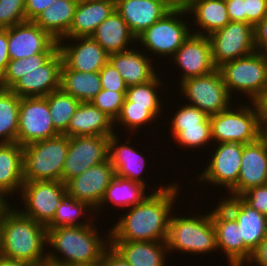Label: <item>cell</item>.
Returning <instances> with one entry per match:
<instances>
[{
    "label": "cell",
    "mask_w": 267,
    "mask_h": 266,
    "mask_svg": "<svg viewBox=\"0 0 267 266\" xmlns=\"http://www.w3.org/2000/svg\"><path fill=\"white\" fill-rule=\"evenodd\" d=\"M167 184L150 193L142 202L131 206L108 233L110 241H166L170 211L179 188ZM172 206V207H171Z\"/></svg>",
    "instance_id": "obj_1"
},
{
    "label": "cell",
    "mask_w": 267,
    "mask_h": 266,
    "mask_svg": "<svg viewBox=\"0 0 267 266\" xmlns=\"http://www.w3.org/2000/svg\"><path fill=\"white\" fill-rule=\"evenodd\" d=\"M62 64L59 50L10 60L0 77V88L11 89L20 98L47 96L60 89Z\"/></svg>",
    "instance_id": "obj_2"
},
{
    "label": "cell",
    "mask_w": 267,
    "mask_h": 266,
    "mask_svg": "<svg viewBox=\"0 0 267 266\" xmlns=\"http://www.w3.org/2000/svg\"><path fill=\"white\" fill-rule=\"evenodd\" d=\"M44 245L46 226L11 207L0 215L1 256L37 266L47 262Z\"/></svg>",
    "instance_id": "obj_3"
},
{
    "label": "cell",
    "mask_w": 267,
    "mask_h": 266,
    "mask_svg": "<svg viewBox=\"0 0 267 266\" xmlns=\"http://www.w3.org/2000/svg\"><path fill=\"white\" fill-rule=\"evenodd\" d=\"M93 224L47 228V245L64 257L47 251V262L58 266L98 265L104 251L110 246V240L102 241Z\"/></svg>",
    "instance_id": "obj_4"
},
{
    "label": "cell",
    "mask_w": 267,
    "mask_h": 266,
    "mask_svg": "<svg viewBox=\"0 0 267 266\" xmlns=\"http://www.w3.org/2000/svg\"><path fill=\"white\" fill-rule=\"evenodd\" d=\"M69 137H56L35 141L23 146V179L28 181H61Z\"/></svg>",
    "instance_id": "obj_5"
},
{
    "label": "cell",
    "mask_w": 267,
    "mask_h": 266,
    "mask_svg": "<svg viewBox=\"0 0 267 266\" xmlns=\"http://www.w3.org/2000/svg\"><path fill=\"white\" fill-rule=\"evenodd\" d=\"M196 216H171L166 240L168 251L177 250L197 255L217 250L211 214Z\"/></svg>",
    "instance_id": "obj_6"
},
{
    "label": "cell",
    "mask_w": 267,
    "mask_h": 266,
    "mask_svg": "<svg viewBox=\"0 0 267 266\" xmlns=\"http://www.w3.org/2000/svg\"><path fill=\"white\" fill-rule=\"evenodd\" d=\"M224 84L233 91L246 94L254 102L267 89V55L253 52L220 66Z\"/></svg>",
    "instance_id": "obj_7"
},
{
    "label": "cell",
    "mask_w": 267,
    "mask_h": 266,
    "mask_svg": "<svg viewBox=\"0 0 267 266\" xmlns=\"http://www.w3.org/2000/svg\"><path fill=\"white\" fill-rule=\"evenodd\" d=\"M250 106L230 107L216 115L210 116L212 141L219 143L249 144L263 136L259 123V113L254 102Z\"/></svg>",
    "instance_id": "obj_8"
},
{
    "label": "cell",
    "mask_w": 267,
    "mask_h": 266,
    "mask_svg": "<svg viewBox=\"0 0 267 266\" xmlns=\"http://www.w3.org/2000/svg\"><path fill=\"white\" fill-rule=\"evenodd\" d=\"M182 95L209 117L230 108L232 96L224 84L219 69L213 72L180 81Z\"/></svg>",
    "instance_id": "obj_9"
},
{
    "label": "cell",
    "mask_w": 267,
    "mask_h": 266,
    "mask_svg": "<svg viewBox=\"0 0 267 266\" xmlns=\"http://www.w3.org/2000/svg\"><path fill=\"white\" fill-rule=\"evenodd\" d=\"M188 13L182 10H170L160 20L155 22L140 34L136 41L142 43L146 50L159 56H171L192 33L181 15ZM180 17V18H179Z\"/></svg>",
    "instance_id": "obj_10"
},
{
    "label": "cell",
    "mask_w": 267,
    "mask_h": 266,
    "mask_svg": "<svg viewBox=\"0 0 267 266\" xmlns=\"http://www.w3.org/2000/svg\"><path fill=\"white\" fill-rule=\"evenodd\" d=\"M212 60L218 69L223 64L255 52L253 26L250 23L230 21L208 35Z\"/></svg>",
    "instance_id": "obj_11"
},
{
    "label": "cell",
    "mask_w": 267,
    "mask_h": 266,
    "mask_svg": "<svg viewBox=\"0 0 267 266\" xmlns=\"http://www.w3.org/2000/svg\"><path fill=\"white\" fill-rule=\"evenodd\" d=\"M20 192L23 205L25 204V211H20L47 226L66 195V187L61 181H28L23 182Z\"/></svg>",
    "instance_id": "obj_12"
},
{
    "label": "cell",
    "mask_w": 267,
    "mask_h": 266,
    "mask_svg": "<svg viewBox=\"0 0 267 266\" xmlns=\"http://www.w3.org/2000/svg\"><path fill=\"white\" fill-rule=\"evenodd\" d=\"M51 119L45 96L21 98L16 142L25 146L35 141L58 136L60 133L54 128Z\"/></svg>",
    "instance_id": "obj_13"
},
{
    "label": "cell",
    "mask_w": 267,
    "mask_h": 266,
    "mask_svg": "<svg viewBox=\"0 0 267 266\" xmlns=\"http://www.w3.org/2000/svg\"><path fill=\"white\" fill-rule=\"evenodd\" d=\"M110 136L69 137V149L62 171V182L82 174L88 168L109 159Z\"/></svg>",
    "instance_id": "obj_14"
},
{
    "label": "cell",
    "mask_w": 267,
    "mask_h": 266,
    "mask_svg": "<svg viewBox=\"0 0 267 266\" xmlns=\"http://www.w3.org/2000/svg\"><path fill=\"white\" fill-rule=\"evenodd\" d=\"M57 51L58 41L34 21L8 27L10 60L27 58L36 54H55Z\"/></svg>",
    "instance_id": "obj_15"
},
{
    "label": "cell",
    "mask_w": 267,
    "mask_h": 266,
    "mask_svg": "<svg viewBox=\"0 0 267 266\" xmlns=\"http://www.w3.org/2000/svg\"><path fill=\"white\" fill-rule=\"evenodd\" d=\"M115 176L110 160L94 165L65 183L66 195L98 209L107 187Z\"/></svg>",
    "instance_id": "obj_16"
},
{
    "label": "cell",
    "mask_w": 267,
    "mask_h": 266,
    "mask_svg": "<svg viewBox=\"0 0 267 266\" xmlns=\"http://www.w3.org/2000/svg\"><path fill=\"white\" fill-rule=\"evenodd\" d=\"M216 232L217 249L223 250L229 261L228 266H242L248 263L252 250L241 238L235 218L220 204L210 212Z\"/></svg>",
    "instance_id": "obj_17"
},
{
    "label": "cell",
    "mask_w": 267,
    "mask_h": 266,
    "mask_svg": "<svg viewBox=\"0 0 267 266\" xmlns=\"http://www.w3.org/2000/svg\"><path fill=\"white\" fill-rule=\"evenodd\" d=\"M217 145L208 167L199 176L201 182L222 185L230 192L237 185L244 144L227 142Z\"/></svg>",
    "instance_id": "obj_18"
},
{
    "label": "cell",
    "mask_w": 267,
    "mask_h": 266,
    "mask_svg": "<svg viewBox=\"0 0 267 266\" xmlns=\"http://www.w3.org/2000/svg\"><path fill=\"white\" fill-rule=\"evenodd\" d=\"M64 39L75 40L77 44L67 46ZM58 50L63 58L61 70L99 72L109 61V54L91 36L62 38L58 41Z\"/></svg>",
    "instance_id": "obj_19"
},
{
    "label": "cell",
    "mask_w": 267,
    "mask_h": 266,
    "mask_svg": "<svg viewBox=\"0 0 267 266\" xmlns=\"http://www.w3.org/2000/svg\"><path fill=\"white\" fill-rule=\"evenodd\" d=\"M181 70V81L209 74L216 70L212 60L211 45L208 36L191 33L172 57Z\"/></svg>",
    "instance_id": "obj_20"
},
{
    "label": "cell",
    "mask_w": 267,
    "mask_h": 266,
    "mask_svg": "<svg viewBox=\"0 0 267 266\" xmlns=\"http://www.w3.org/2000/svg\"><path fill=\"white\" fill-rule=\"evenodd\" d=\"M267 184V139L263 135L257 141L244 144L237 185L229 196H240L245 191Z\"/></svg>",
    "instance_id": "obj_21"
},
{
    "label": "cell",
    "mask_w": 267,
    "mask_h": 266,
    "mask_svg": "<svg viewBox=\"0 0 267 266\" xmlns=\"http://www.w3.org/2000/svg\"><path fill=\"white\" fill-rule=\"evenodd\" d=\"M237 221L241 238L253 251L267 235V216L248 206L239 196L219 202Z\"/></svg>",
    "instance_id": "obj_22"
},
{
    "label": "cell",
    "mask_w": 267,
    "mask_h": 266,
    "mask_svg": "<svg viewBox=\"0 0 267 266\" xmlns=\"http://www.w3.org/2000/svg\"><path fill=\"white\" fill-rule=\"evenodd\" d=\"M116 11L137 38L170 9L161 0H115Z\"/></svg>",
    "instance_id": "obj_23"
},
{
    "label": "cell",
    "mask_w": 267,
    "mask_h": 266,
    "mask_svg": "<svg viewBox=\"0 0 267 266\" xmlns=\"http://www.w3.org/2000/svg\"><path fill=\"white\" fill-rule=\"evenodd\" d=\"M115 10V0H79L73 22L64 38L91 36Z\"/></svg>",
    "instance_id": "obj_24"
},
{
    "label": "cell",
    "mask_w": 267,
    "mask_h": 266,
    "mask_svg": "<svg viewBox=\"0 0 267 266\" xmlns=\"http://www.w3.org/2000/svg\"><path fill=\"white\" fill-rule=\"evenodd\" d=\"M114 121L91 102H80L63 133L74 136H111L115 134Z\"/></svg>",
    "instance_id": "obj_25"
},
{
    "label": "cell",
    "mask_w": 267,
    "mask_h": 266,
    "mask_svg": "<svg viewBox=\"0 0 267 266\" xmlns=\"http://www.w3.org/2000/svg\"><path fill=\"white\" fill-rule=\"evenodd\" d=\"M130 266H165L166 241H110Z\"/></svg>",
    "instance_id": "obj_26"
},
{
    "label": "cell",
    "mask_w": 267,
    "mask_h": 266,
    "mask_svg": "<svg viewBox=\"0 0 267 266\" xmlns=\"http://www.w3.org/2000/svg\"><path fill=\"white\" fill-rule=\"evenodd\" d=\"M129 49L109 55V62L124 79L126 86L131 87L152 80L157 73L154 71L153 60L147 54Z\"/></svg>",
    "instance_id": "obj_27"
},
{
    "label": "cell",
    "mask_w": 267,
    "mask_h": 266,
    "mask_svg": "<svg viewBox=\"0 0 267 266\" xmlns=\"http://www.w3.org/2000/svg\"><path fill=\"white\" fill-rule=\"evenodd\" d=\"M118 140L116 133L111 135L109 139V160L114 167L115 175L146 185L143 176H140L145 169V157L140 152L138 153L135 148L127 145L130 144L129 140L122 145L118 144Z\"/></svg>",
    "instance_id": "obj_28"
},
{
    "label": "cell",
    "mask_w": 267,
    "mask_h": 266,
    "mask_svg": "<svg viewBox=\"0 0 267 266\" xmlns=\"http://www.w3.org/2000/svg\"><path fill=\"white\" fill-rule=\"evenodd\" d=\"M91 37L109 55L129 50V42L132 44L133 41H136L127 23L116 10L99 24Z\"/></svg>",
    "instance_id": "obj_29"
},
{
    "label": "cell",
    "mask_w": 267,
    "mask_h": 266,
    "mask_svg": "<svg viewBox=\"0 0 267 266\" xmlns=\"http://www.w3.org/2000/svg\"><path fill=\"white\" fill-rule=\"evenodd\" d=\"M23 146L0 143V191L6 196L21 191L23 185Z\"/></svg>",
    "instance_id": "obj_30"
},
{
    "label": "cell",
    "mask_w": 267,
    "mask_h": 266,
    "mask_svg": "<svg viewBox=\"0 0 267 266\" xmlns=\"http://www.w3.org/2000/svg\"><path fill=\"white\" fill-rule=\"evenodd\" d=\"M78 1L56 0L41 12L34 22L56 41H59L67 35L70 29Z\"/></svg>",
    "instance_id": "obj_31"
},
{
    "label": "cell",
    "mask_w": 267,
    "mask_h": 266,
    "mask_svg": "<svg viewBox=\"0 0 267 266\" xmlns=\"http://www.w3.org/2000/svg\"><path fill=\"white\" fill-rule=\"evenodd\" d=\"M187 12L194 13V22L205 30L192 31L196 35L208 36L230 22L225 0H192Z\"/></svg>",
    "instance_id": "obj_32"
},
{
    "label": "cell",
    "mask_w": 267,
    "mask_h": 266,
    "mask_svg": "<svg viewBox=\"0 0 267 266\" xmlns=\"http://www.w3.org/2000/svg\"><path fill=\"white\" fill-rule=\"evenodd\" d=\"M60 88L80 102H91L101 91L99 72L61 70Z\"/></svg>",
    "instance_id": "obj_33"
},
{
    "label": "cell",
    "mask_w": 267,
    "mask_h": 266,
    "mask_svg": "<svg viewBox=\"0 0 267 266\" xmlns=\"http://www.w3.org/2000/svg\"><path fill=\"white\" fill-rule=\"evenodd\" d=\"M146 185L142 183L132 181L129 179L114 176L109 186L107 187L105 194L100 202L99 209H102L107 202L113 203L112 205L120 206L121 208H129L142 202L147 196L145 192ZM102 206V207H101Z\"/></svg>",
    "instance_id": "obj_34"
},
{
    "label": "cell",
    "mask_w": 267,
    "mask_h": 266,
    "mask_svg": "<svg viewBox=\"0 0 267 266\" xmlns=\"http://www.w3.org/2000/svg\"><path fill=\"white\" fill-rule=\"evenodd\" d=\"M20 99L11 89L0 88V143L16 142Z\"/></svg>",
    "instance_id": "obj_35"
},
{
    "label": "cell",
    "mask_w": 267,
    "mask_h": 266,
    "mask_svg": "<svg viewBox=\"0 0 267 266\" xmlns=\"http://www.w3.org/2000/svg\"><path fill=\"white\" fill-rule=\"evenodd\" d=\"M45 97L48 101L53 126L60 134H63L67 130L80 101L65 93L61 88L52 91Z\"/></svg>",
    "instance_id": "obj_36"
},
{
    "label": "cell",
    "mask_w": 267,
    "mask_h": 266,
    "mask_svg": "<svg viewBox=\"0 0 267 266\" xmlns=\"http://www.w3.org/2000/svg\"><path fill=\"white\" fill-rule=\"evenodd\" d=\"M160 84L161 80L156 75L148 82L128 87L125 98L131 102V106L147 107L155 117H158L162 110V102L156 89L159 91Z\"/></svg>",
    "instance_id": "obj_37"
},
{
    "label": "cell",
    "mask_w": 267,
    "mask_h": 266,
    "mask_svg": "<svg viewBox=\"0 0 267 266\" xmlns=\"http://www.w3.org/2000/svg\"><path fill=\"white\" fill-rule=\"evenodd\" d=\"M87 208L89 212H93L91 207H89L86 203L65 195L59 203L53 220L46 226V228L89 225L92 223V221L90 222V219H88L89 222L87 220L86 222L77 221L79 217H82V215L86 212Z\"/></svg>",
    "instance_id": "obj_38"
},
{
    "label": "cell",
    "mask_w": 267,
    "mask_h": 266,
    "mask_svg": "<svg viewBox=\"0 0 267 266\" xmlns=\"http://www.w3.org/2000/svg\"><path fill=\"white\" fill-rule=\"evenodd\" d=\"M171 134L175 142L184 147L196 148L212 142L211 124H198L191 126H171Z\"/></svg>",
    "instance_id": "obj_39"
},
{
    "label": "cell",
    "mask_w": 267,
    "mask_h": 266,
    "mask_svg": "<svg viewBox=\"0 0 267 266\" xmlns=\"http://www.w3.org/2000/svg\"><path fill=\"white\" fill-rule=\"evenodd\" d=\"M155 118L147 107L131 106V102L125 98L120 114L114 123L124 125L125 129L126 127L132 131L135 129L133 131L135 132L136 129L141 128L143 125L145 126L148 122H155Z\"/></svg>",
    "instance_id": "obj_40"
},
{
    "label": "cell",
    "mask_w": 267,
    "mask_h": 266,
    "mask_svg": "<svg viewBox=\"0 0 267 266\" xmlns=\"http://www.w3.org/2000/svg\"><path fill=\"white\" fill-rule=\"evenodd\" d=\"M126 92L101 89L91 100V103L104 112L113 121L119 116Z\"/></svg>",
    "instance_id": "obj_41"
},
{
    "label": "cell",
    "mask_w": 267,
    "mask_h": 266,
    "mask_svg": "<svg viewBox=\"0 0 267 266\" xmlns=\"http://www.w3.org/2000/svg\"><path fill=\"white\" fill-rule=\"evenodd\" d=\"M26 22L25 0H0V28Z\"/></svg>",
    "instance_id": "obj_42"
},
{
    "label": "cell",
    "mask_w": 267,
    "mask_h": 266,
    "mask_svg": "<svg viewBox=\"0 0 267 266\" xmlns=\"http://www.w3.org/2000/svg\"><path fill=\"white\" fill-rule=\"evenodd\" d=\"M174 117V118H173ZM171 119L172 126H191L198 124H211L210 117L193 105H185Z\"/></svg>",
    "instance_id": "obj_43"
},
{
    "label": "cell",
    "mask_w": 267,
    "mask_h": 266,
    "mask_svg": "<svg viewBox=\"0 0 267 266\" xmlns=\"http://www.w3.org/2000/svg\"><path fill=\"white\" fill-rule=\"evenodd\" d=\"M99 74L102 89L113 90L116 92L127 91L128 87L126 86L124 79L109 61L99 71Z\"/></svg>",
    "instance_id": "obj_44"
},
{
    "label": "cell",
    "mask_w": 267,
    "mask_h": 266,
    "mask_svg": "<svg viewBox=\"0 0 267 266\" xmlns=\"http://www.w3.org/2000/svg\"><path fill=\"white\" fill-rule=\"evenodd\" d=\"M239 197L248 206L267 216V184L253 187Z\"/></svg>",
    "instance_id": "obj_45"
},
{
    "label": "cell",
    "mask_w": 267,
    "mask_h": 266,
    "mask_svg": "<svg viewBox=\"0 0 267 266\" xmlns=\"http://www.w3.org/2000/svg\"><path fill=\"white\" fill-rule=\"evenodd\" d=\"M247 23L253 27L267 14V0H244Z\"/></svg>",
    "instance_id": "obj_46"
},
{
    "label": "cell",
    "mask_w": 267,
    "mask_h": 266,
    "mask_svg": "<svg viewBox=\"0 0 267 266\" xmlns=\"http://www.w3.org/2000/svg\"><path fill=\"white\" fill-rule=\"evenodd\" d=\"M255 51L267 55V14L253 27Z\"/></svg>",
    "instance_id": "obj_47"
},
{
    "label": "cell",
    "mask_w": 267,
    "mask_h": 266,
    "mask_svg": "<svg viewBox=\"0 0 267 266\" xmlns=\"http://www.w3.org/2000/svg\"><path fill=\"white\" fill-rule=\"evenodd\" d=\"M56 0H25L26 21H34L46 8L50 7Z\"/></svg>",
    "instance_id": "obj_48"
},
{
    "label": "cell",
    "mask_w": 267,
    "mask_h": 266,
    "mask_svg": "<svg viewBox=\"0 0 267 266\" xmlns=\"http://www.w3.org/2000/svg\"><path fill=\"white\" fill-rule=\"evenodd\" d=\"M230 21L247 23L244 0H225Z\"/></svg>",
    "instance_id": "obj_49"
},
{
    "label": "cell",
    "mask_w": 267,
    "mask_h": 266,
    "mask_svg": "<svg viewBox=\"0 0 267 266\" xmlns=\"http://www.w3.org/2000/svg\"><path fill=\"white\" fill-rule=\"evenodd\" d=\"M100 266H130L122 256L110 245L103 253Z\"/></svg>",
    "instance_id": "obj_50"
},
{
    "label": "cell",
    "mask_w": 267,
    "mask_h": 266,
    "mask_svg": "<svg viewBox=\"0 0 267 266\" xmlns=\"http://www.w3.org/2000/svg\"><path fill=\"white\" fill-rule=\"evenodd\" d=\"M9 61L8 28H0V77L4 73Z\"/></svg>",
    "instance_id": "obj_51"
},
{
    "label": "cell",
    "mask_w": 267,
    "mask_h": 266,
    "mask_svg": "<svg viewBox=\"0 0 267 266\" xmlns=\"http://www.w3.org/2000/svg\"><path fill=\"white\" fill-rule=\"evenodd\" d=\"M259 113L262 134L267 133V89L254 101Z\"/></svg>",
    "instance_id": "obj_52"
},
{
    "label": "cell",
    "mask_w": 267,
    "mask_h": 266,
    "mask_svg": "<svg viewBox=\"0 0 267 266\" xmlns=\"http://www.w3.org/2000/svg\"><path fill=\"white\" fill-rule=\"evenodd\" d=\"M251 262V263H250ZM258 266H267V235L261 241V243L253 250L251 258L248 263H253Z\"/></svg>",
    "instance_id": "obj_53"
},
{
    "label": "cell",
    "mask_w": 267,
    "mask_h": 266,
    "mask_svg": "<svg viewBox=\"0 0 267 266\" xmlns=\"http://www.w3.org/2000/svg\"><path fill=\"white\" fill-rule=\"evenodd\" d=\"M170 10L188 11L192 0H161Z\"/></svg>",
    "instance_id": "obj_54"
},
{
    "label": "cell",
    "mask_w": 267,
    "mask_h": 266,
    "mask_svg": "<svg viewBox=\"0 0 267 266\" xmlns=\"http://www.w3.org/2000/svg\"><path fill=\"white\" fill-rule=\"evenodd\" d=\"M0 266H33L27 262L9 259L0 255Z\"/></svg>",
    "instance_id": "obj_55"
},
{
    "label": "cell",
    "mask_w": 267,
    "mask_h": 266,
    "mask_svg": "<svg viewBox=\"0 0 267 266\" xmlns=\"http://www.w3.org/2000/svg\"><path fill=\"white\" fill-rule=\"evenodd\" d=\"M6 195L0 191V215L3 214L11 205L6 202Z\"/></svg>",
    "instance_id": "obj_56"
},
{
    "label": "cell",
    "mask_w": 267,
    "mask_h": 266,
    "mask_svg": "<svg viewBox=\"0 0 267 266\" xmlns=\"http://www.w3.org/2000/svg\"><path fill=\"white\" fill-rule=\"evenodd\" d=\"M37 266H58V265H54V264L46 262V263H43V264H39Z\"/></svg>",
    "instance_id": "obj_57"
}]
</instances>
